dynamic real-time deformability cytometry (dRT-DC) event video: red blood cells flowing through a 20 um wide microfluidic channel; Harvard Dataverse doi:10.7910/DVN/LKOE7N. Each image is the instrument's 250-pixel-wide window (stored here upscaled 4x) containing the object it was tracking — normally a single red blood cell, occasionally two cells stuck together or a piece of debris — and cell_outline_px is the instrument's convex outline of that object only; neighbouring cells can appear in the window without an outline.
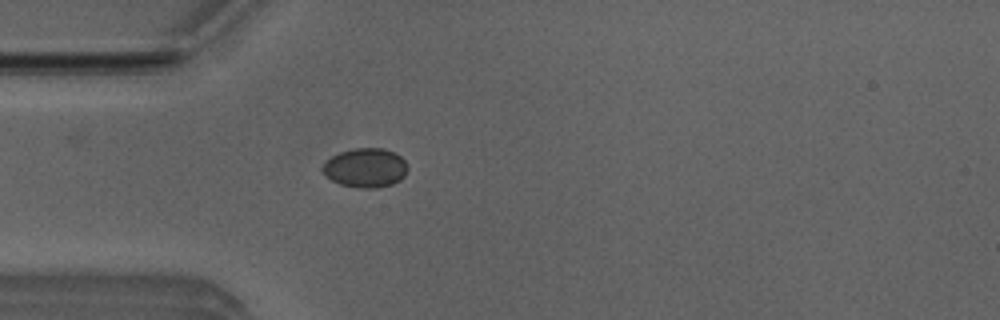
{"species": "Egyptian fruit bat (a non-hibernating species)", "species_latin": "Rousettus aegyptiacus", "temperature_condition": "room temperature", "stored_images_in_passage": 38, "camera_frame_rate_fps": 3000, "um_per_image_px": 0.085, "animal": {"sex": "male"}, "frame": {"image": 1, "passage_image": 1, "time_ms": 0.0, "image_size_px": [1000, 320], "cell_outline_px": [[408, 168], [404, 176], [400, 180], [392, 184], [376, 188], [356, 188], [340, 184], [332, 180], [320, 168], [332, 156], [340, 152], [352, 148], [384, 148], [396, 152], [408, 164]], "centroid_in_image_um": [31.1, 14.26], "position_along_channel_um": 53.9, "area_um2": 19.54}}
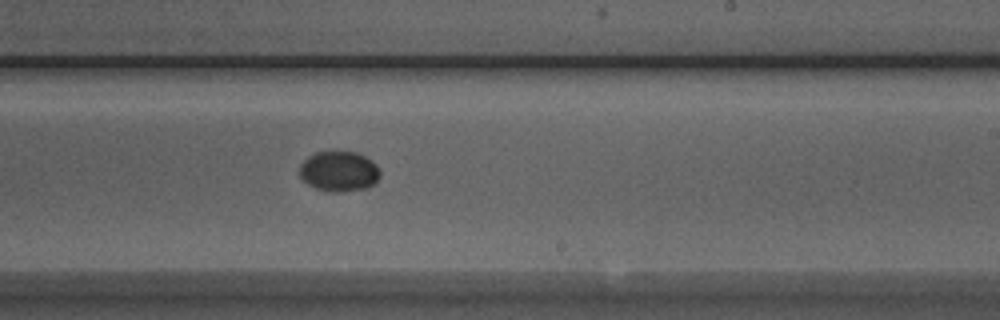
{"frame": {"image": 2, "passage_image": 17, "time_ms": 5.333, "image_size_px": [1000, 320], "cell_outline_px": [[380, 176], [368, 188], [340, 192], [332, 192], [316, 188], [308, 184], [300, 176], [300, 164], [308, 156], [316, 152], [356, 152], [372, 160], [380, 168]], "centroid_in_image_um": [28.83, 14.56], "position_along_channel_um": 260.2, "area_um2": 18.84}}
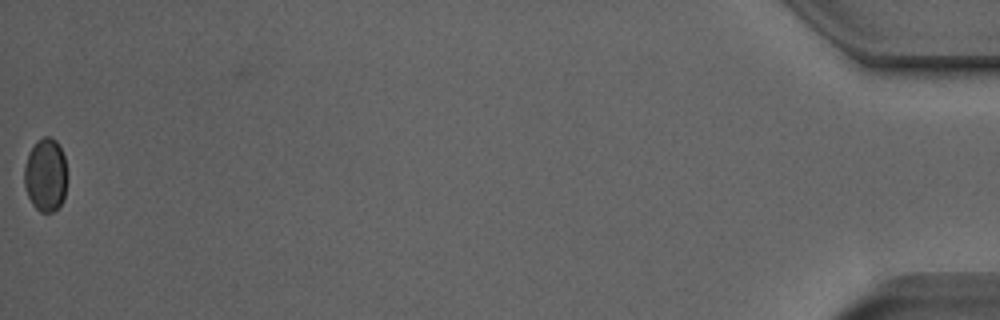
{"frame": {"image": 3, "passage_image": 38, "time_ms": 12.333, "image_size_px": [1000, 320], "cell_outline_px": [[64, 196], [60, 204], [52, 212], [40, 212], [32, 204], [28, 196], [24, 184], [24, 168], [28, 152], [36, 140], [44, 136], [48, 136], [56, 140], [64, 156]], "centroid_in_image_um": [3.82, 14.84], "position_along_channel_um": 431.4, "area_um2": 17.98}, "authors_computed_cell_mechanics": {"area_um2": 18.8717, "velocity_mm_per_s": 3.9666, "shape_relaxation_time_tau1_ms": 3.6877, "shape_relaxation_time_tau2_ms": null, "deformation_change_tau1": 0.0509, "deformation_change_tau2": null}}